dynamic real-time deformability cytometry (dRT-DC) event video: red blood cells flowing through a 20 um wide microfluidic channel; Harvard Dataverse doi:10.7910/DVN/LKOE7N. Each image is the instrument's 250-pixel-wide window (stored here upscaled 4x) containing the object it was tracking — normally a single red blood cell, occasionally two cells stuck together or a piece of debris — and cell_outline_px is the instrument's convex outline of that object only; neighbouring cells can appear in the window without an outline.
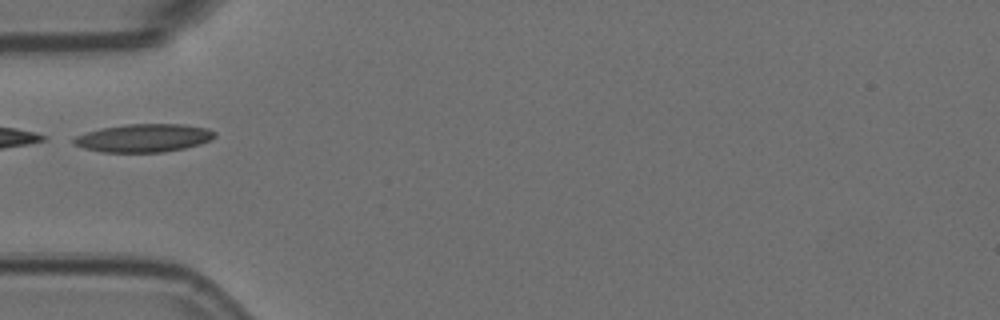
{"species": "Egyptian fruit bat (a non-hibernating species)", "species_latin": "Rousettus aegyptiacus", "temperature_condition": "room temperature", "stored_images_in_passage": 8, "camera_frame_rate_fps": 3000, "um_per_image_px": 0.085, "animal": {"sex": "female"}, "frame": {"image": 1, "passage_image": 5, "time_ms": 1.333, "image_size_px": [1000, 320], "cell_outline_px": [[216, 136], [212, 140], [200, 144], [184, 148], [164, 152], [104, 152], [84, 148], [72, 144], [72, 140], [76, 136], [100, 128], [128, 124], [184, 124], [208, 128], [216, 132]], "centroid_in_image_um": [12.25, 11.72], "position_along_channel_um": 72.7, "area_um2": 23.18}}
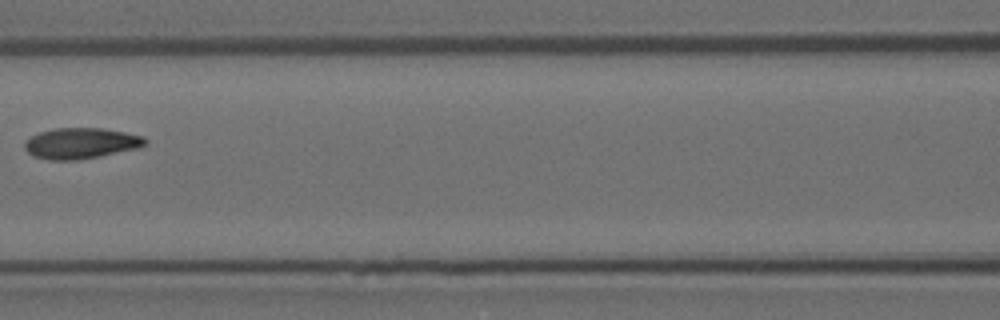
{"frame": {"image": 2, "passage_image": 7, "time_ms": 2.0, "image_size_px": [1000, 320], "cell_outline_px": [[148, 144], [140, 148], [76, 160], [48, 160], [32, 156], [24, 148], [24, 140], [40, 132], [56, 128], [104, 128], [144, 136], [148, 140]], "centroid_in_image_um": [6.89, 12.18], "position_along_channel_um": 159.7, "area_um2": 21.79}}
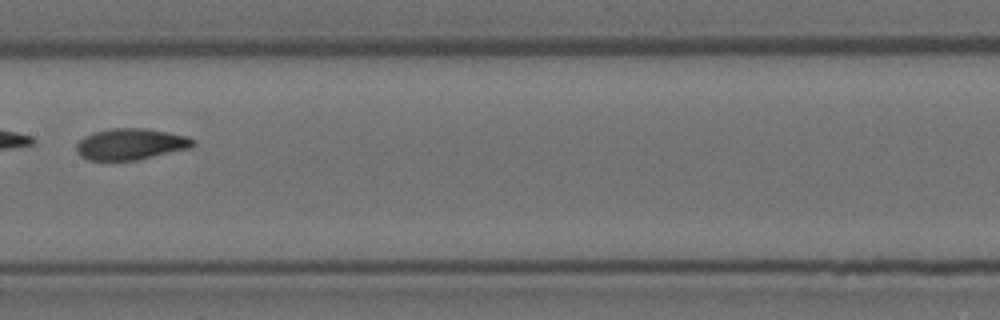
{"frame": {"image": 3, "passage_image": 8, "time_ms": 2.333, "image_size_px": [1000, 320], "cell_outline_px": [[196, 144], [192, 148], [136, 160], [88, 160], [80, 156], [76, 152], [76, 144], [84, 136], [96, 132], [112, 128], [148, 128], [188, 136], [196, 140]], "centroid_in_image_um": [11.15, 12.25], "position_along_channel_um": 196.3, "area_um2": 21.44}}